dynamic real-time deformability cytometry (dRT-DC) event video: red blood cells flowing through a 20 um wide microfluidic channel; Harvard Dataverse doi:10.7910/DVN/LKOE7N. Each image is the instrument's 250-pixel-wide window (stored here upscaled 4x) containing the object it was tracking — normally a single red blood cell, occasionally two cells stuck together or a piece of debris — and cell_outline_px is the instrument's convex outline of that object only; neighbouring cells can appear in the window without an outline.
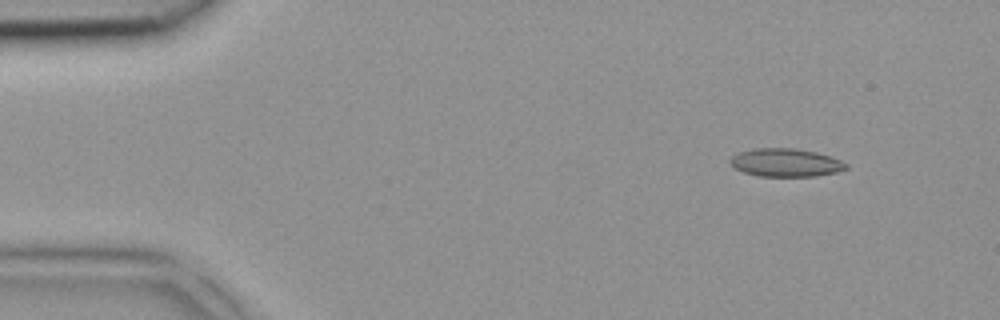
{"species": "common noctule bat (a hibernating species)", "species_latin": "Nyctalus noctula", "temperature_condition": "room temperature", "stored_images_in_passage": 3, "segment_of_instrument_passage": [1, 2], "camera_frame_rate_fps": 3000, "um_per_image_px": 0.085, "animal": {"sex": "female", "body_mass_g": 18.4}, "frame": {"image": 1, "passage_image": 1, "time_ms": 0.0, "image_size_px": [1000, 320], "cell_outline_px": [[848, 168], [836, 172], [816, 176], [760, 176], [744, 172], [736, 168], [728, 160], [736, 152], [752, 148], [796, 148], [816, 152], [840, 160], [848, 164]], "centroid_in_image_um": [66.76, 13.81], "position_along_channel_um": 18.2, "area_um2": 19.02}}